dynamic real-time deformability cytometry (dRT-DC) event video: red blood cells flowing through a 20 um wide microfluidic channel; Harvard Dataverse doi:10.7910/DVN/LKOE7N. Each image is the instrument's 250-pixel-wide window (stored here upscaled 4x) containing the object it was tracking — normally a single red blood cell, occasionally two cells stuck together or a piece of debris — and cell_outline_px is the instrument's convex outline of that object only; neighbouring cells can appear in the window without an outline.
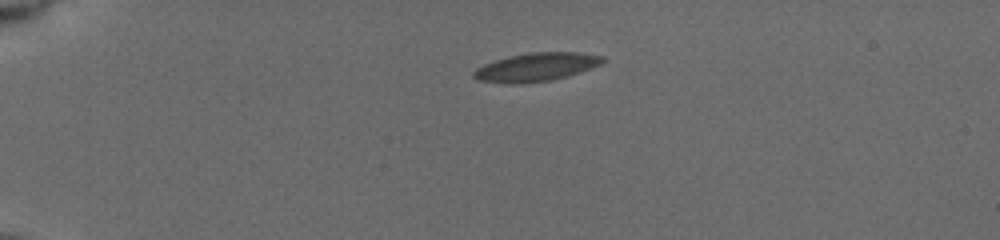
{"species": "common noctule bat (a hibernating species)", "species_latin": "Nyctalus noctula", "temperature_condition": "cold", "stored_images_in_passage": 3, "camera_frame_rate_fps": 3000, "um_per_image_px": 0.085, "animal": {"sex": "female", "body_mass_g": 19.5, "forearm_length_mm": 54.1}, "frame": {"image": 1, "passage_image": 1, "time_ms": 0.0, "image_size_px": [1000, 240], "cell_outline_px": [[604, 60], [600, 64], [580, 72], [568, 76], [552, 80], [520, 84], [508, 84], [476, 80], [472, 76], [472, 72], [476, 68], [484, 64], [496, 60], [528, 52], [576, 52], [604, 56]], "centroid_in_image_um": [45.54, 5.71], "position_along_channel_um": 39.5, "area_um2": 21.39}}